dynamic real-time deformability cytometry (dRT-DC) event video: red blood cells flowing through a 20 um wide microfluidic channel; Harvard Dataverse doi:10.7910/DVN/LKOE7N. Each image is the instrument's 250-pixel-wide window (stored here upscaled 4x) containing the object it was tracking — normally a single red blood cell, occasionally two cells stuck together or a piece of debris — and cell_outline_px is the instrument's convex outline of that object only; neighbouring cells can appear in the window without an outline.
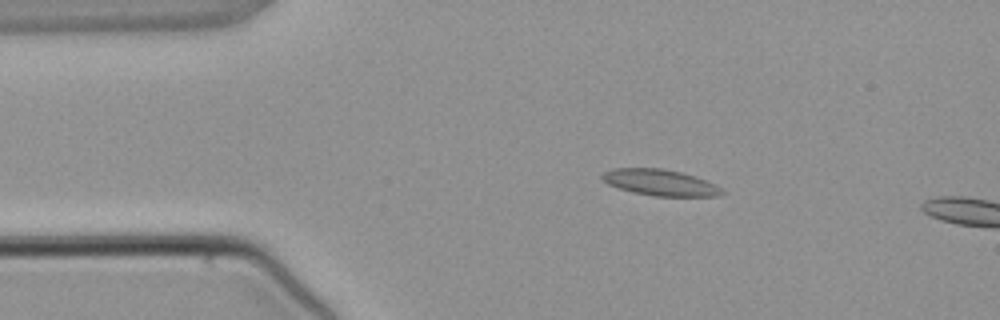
{"species": "common noctule bat (a hibernating species)", "species_latin": "Nyctalus noctula", "temperature_condition": "warm", "stored_images_in_passage": 5, "camera_frame_rate_fps": 3000, "um_per_image_px": 0.085, "animal": {"sex": "male", "body_mass_g": 21.5, "forearm_length_mm": 52.0}, "frame": {"image": 1, "passage_image": 3, "time_ms": 2.333, "image_size_px": [1000, 320], "cell_outline_px": [[724, 192], [720, 196], [656, 196], [632, 192], [608, 184], [600, 176], [604, 172], [612, 168], [664, 168], [696, 176], [716, 184]], "centroid_in_image_um": [56.12, 15.51], "position_along_channel_um": 28.9, "area_um2": 18.26}}